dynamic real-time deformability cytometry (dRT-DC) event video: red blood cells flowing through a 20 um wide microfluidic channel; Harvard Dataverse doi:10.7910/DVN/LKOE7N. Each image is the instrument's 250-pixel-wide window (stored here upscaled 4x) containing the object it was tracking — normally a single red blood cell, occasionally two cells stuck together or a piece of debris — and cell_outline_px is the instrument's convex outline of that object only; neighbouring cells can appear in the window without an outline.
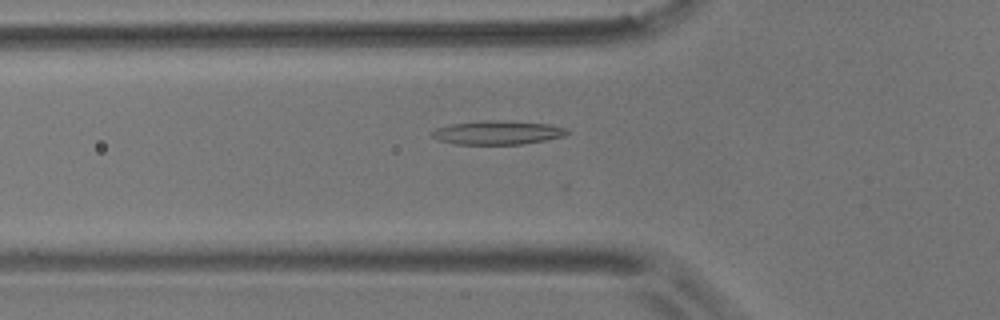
{"species": "common noctule bat (a hibernating species)", "species_latin": "Nyctalus noctula", "temperature_condition": "room temperature", "stored_images_in_passage": 35, "camera_frame_rate_fps": 3000, "um_per_image_px": 0.085, "animal": {"sex": "male", "body_mass_g": 17.9}, "frame": {"image": 1, "passage_image": 6, "time_ms": 1.667, "image_size_px": [1000, 320], "cell_outline_px": [[568, 132], [564, 136], [548, 140], [520, 144], [456, 144], [440, 140], [432, 136], [432, 132], [436, 128], [452, 124], [480, 120], [500, 120], [552, 124], [568, 128]], "centroid_in_image_um": [42.35, 11.26], "position_along_channel_um": 83.5, "area_um2": 18.79}}
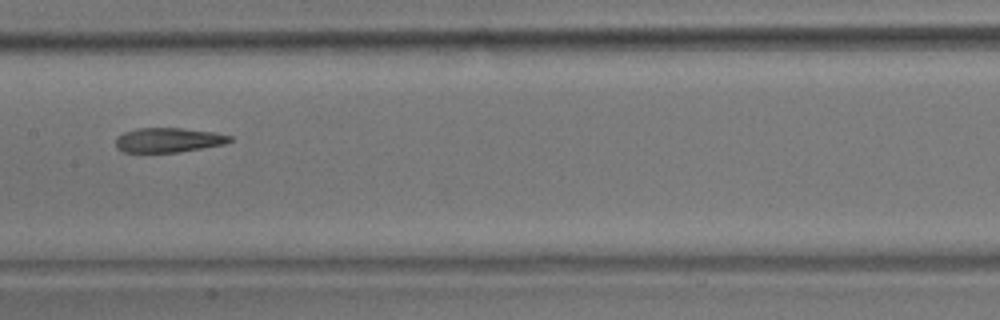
{"frame": {"image": 2, "passage_image": 15, "time_ms": 4.667, "image_size_px": [1000, 320], "cell_outline_px": [[232, 140], [224, 144], [180, 152], [120, 152], [116, 148], [116, 136], [124, 132], [136, 128], [180, 128], [216, 132], [232, 136]], "centroid_in_image_um": [14.29, 11.9], "position_along_channel_um": 193.1, "area_um2": 16.47}}
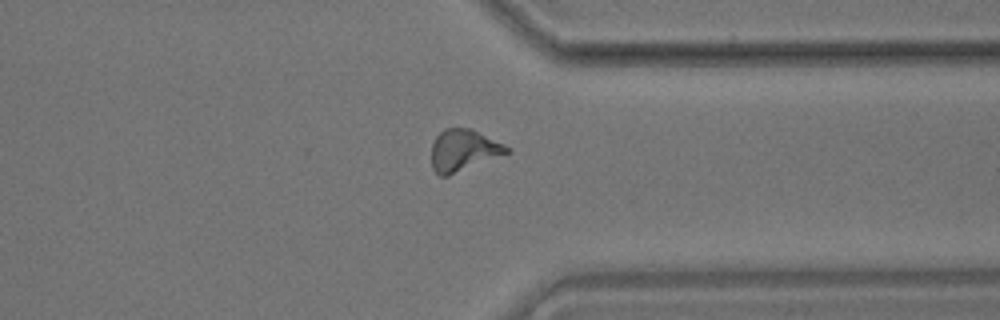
{"frame": {"image": 3, "passage_image": 30, "time_ms": 9.667, "image_size_px": [1000, 320], "cell_outline_px": [[512, 152], [448, 176], [440, 176], [432, 168], [432, 144], [436, 136], [444, 128], [472, 128], [512, 148]], "centroid_in_image_um": [39.43, 12.77], "position_along_channel_um": 372.0, "area_um2": 18.5}, "authors_computed_cell_mechanics": {"area_um2": 17.2822, "velocity_mm_per_s": 3.6245, "shape_relaxation_time_tau1_ms": null, "shape_relaxation_time_tau2_ms": 3.517, "deformation_change_tau1": null, "deformation_change_tau2": 0.1365}}